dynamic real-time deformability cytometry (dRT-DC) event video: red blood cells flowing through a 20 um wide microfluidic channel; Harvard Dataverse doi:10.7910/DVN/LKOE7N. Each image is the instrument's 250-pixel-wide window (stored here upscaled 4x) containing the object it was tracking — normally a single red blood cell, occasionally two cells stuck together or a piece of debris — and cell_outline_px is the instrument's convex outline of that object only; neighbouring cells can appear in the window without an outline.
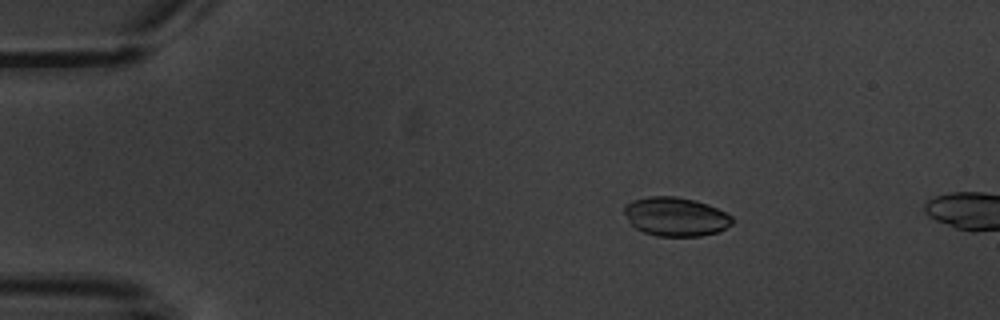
{"species": "common noctule bat (a hibernating species)", "species_latin": "Nyctalus noctula", "temperature_condition": "warm", "stored_images_in_passage": 2, "camera_frame_rate_fps": 3000, "um_per_image_px": 0.085, "animal": {"sex": "male", "body_mass_g": 20.1, "forearm_length_mm": 53.5}, "frame": {"image": 1, "passage_image": 1, "time_ms": 0.0, "image_size_px": [1000, 320], "cell_outline_px": [[732, 224], [716, 232], [700, 236], [656, 236], [644, 232], [636, 228], [628, 220], [624, 212], [624, 204], [632, 200], [648, 196], [676, 196], [696, 200], [708, 204], [732, 216]], "centroid_in_image_um": [57.4, 18.4], "position_along_channel_um": 27.6, "area_um2": 24.45}}